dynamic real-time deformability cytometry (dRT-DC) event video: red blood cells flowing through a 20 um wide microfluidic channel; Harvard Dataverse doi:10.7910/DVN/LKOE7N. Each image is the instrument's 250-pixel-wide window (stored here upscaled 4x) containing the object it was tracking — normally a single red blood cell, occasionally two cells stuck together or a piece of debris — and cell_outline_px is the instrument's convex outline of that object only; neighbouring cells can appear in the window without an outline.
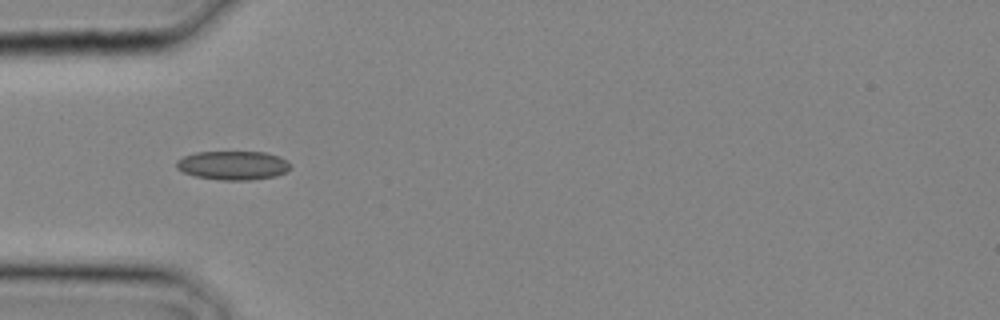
{"species": "common noctule bat (a hibernating species)", "species_latin": "Nyctalus noctula", "temperature_condition": "cold", "stored_images_in_passage": 3, "camera_frame_rate_fps": 3000, "um_per_image_px": 0.085, "animal": {"sex": "male", "body_mass_g": 20.4}, "frame": {"image": 1, "passage_image": 3, "time_ms": 0.667, "image_size_px": [1000, 320], "cell_outline_px": [[292, 168], [288, 172], [276, 176], [252, 180], [220, 180], [196, 176], [184, 172], [176, 168], [176, 160], [184, 156], [196, 152], [264, 152], [280, 156], [288, 160]], "centroid_in_image_um": [19.86, 14.06], "position_along_channel_um": 65.1, "area_um2": 19.42}}